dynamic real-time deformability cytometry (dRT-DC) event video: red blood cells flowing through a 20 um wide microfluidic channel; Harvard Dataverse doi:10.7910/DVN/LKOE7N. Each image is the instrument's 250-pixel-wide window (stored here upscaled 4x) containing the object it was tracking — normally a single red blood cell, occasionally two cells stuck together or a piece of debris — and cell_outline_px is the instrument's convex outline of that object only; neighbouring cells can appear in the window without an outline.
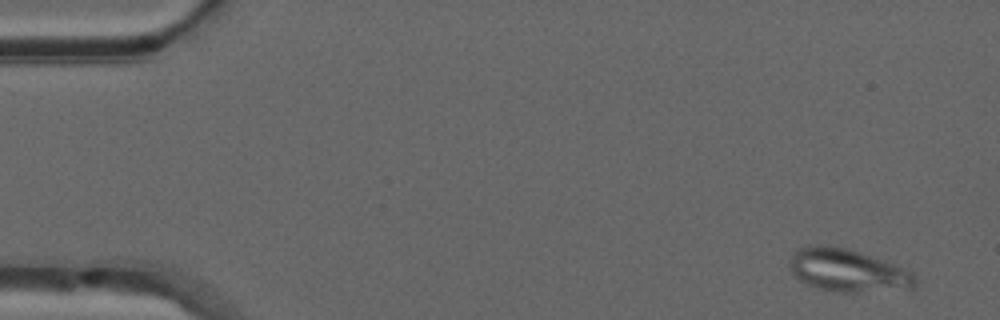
{"species": "common noctule bat (a hibernating species)", "species_latin": "Nyctalus noctula", "temperature_condition": "warm", "stored_images_in_passage": 16, "camera_frame_rate_fps": 3000, "um_per_image_px": 0.085, "animal": {"sex": "male", "forearm_length_mm": 52.5}, "frame": {"image": 1, "passage_image": 3, "time_ms": 0.667, "image_size_px": [1000, 320], "cell_outline_px": [[916, 284], [912, 288], [856, 292], [836, 292], [816, 288], [800, 280], [792, 272], [788, 264], [796, 248], [812, 244], [824, 244], [848, 248], [860, 252], [904, 268], [912, 272], [916, 280]], "centroid_in_image_um": [72.0, 22.96], "position_along_channel_um": 13.0, "area_um2": 31.27}}